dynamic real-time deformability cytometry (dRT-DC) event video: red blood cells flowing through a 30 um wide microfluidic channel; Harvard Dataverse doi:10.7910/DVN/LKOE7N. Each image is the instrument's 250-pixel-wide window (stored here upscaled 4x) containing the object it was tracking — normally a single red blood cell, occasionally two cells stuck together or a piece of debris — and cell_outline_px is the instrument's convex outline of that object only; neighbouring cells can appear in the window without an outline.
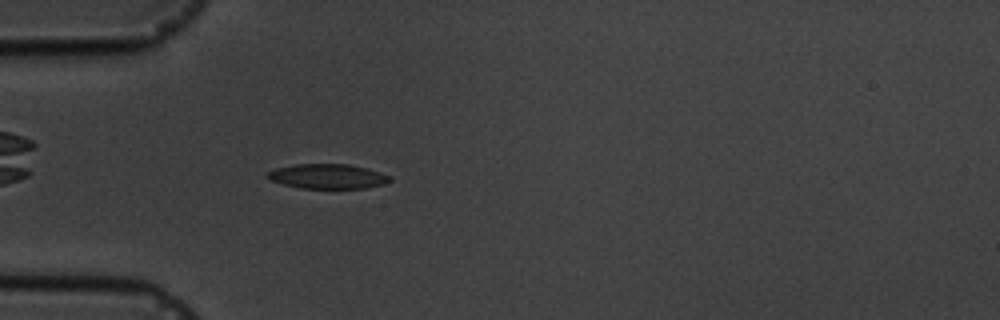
{"species": "common noctule bat (a hibernating species)", "species_latin": "Nyctalus noctula", "temperature_condition": "cold", "stored_images_in_passage": 4, "camera_frame_rate_fps": 3000, "um_per_image_px": 0.085, "animal": {"sex": "male", "body_mass_g": 19.5, "forearm_length_mm": 54.6}, "frame": {"image": 1, "passage_image": 4, "time_ms": 3.333, "image_size_px": [1000, 320], "cell_outline_px": [[392, 180], [384, 184], [364, 188], [300, 188], [284, 184], [272, 180], [264, 176], [264, 172], [276, 168], [296, 164], [348, 164], [380, 172], [388, 176]], "centroid_in_image_um": [27.8, 14.98], "position_along_channel_um": 57.2, "area_um2": 17.51}}